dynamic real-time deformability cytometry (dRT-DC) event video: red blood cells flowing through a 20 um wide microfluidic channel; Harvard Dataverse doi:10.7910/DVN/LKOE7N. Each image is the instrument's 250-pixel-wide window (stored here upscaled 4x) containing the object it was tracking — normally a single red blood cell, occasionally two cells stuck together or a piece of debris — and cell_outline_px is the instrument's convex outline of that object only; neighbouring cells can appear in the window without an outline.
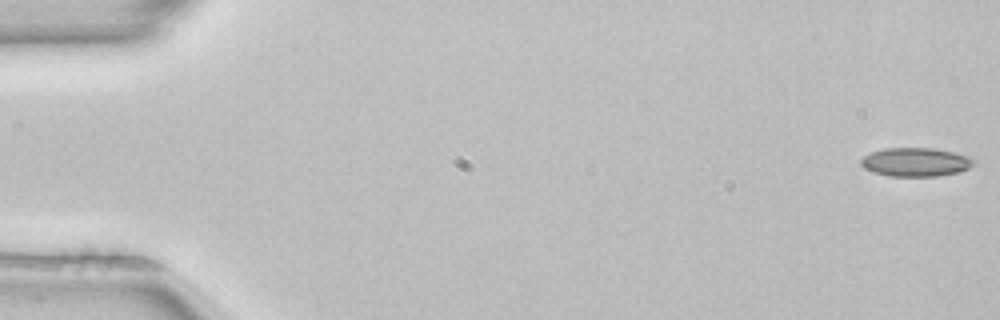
{"species": "common noctule bat (a hibernating species)", "species_latin": "Nyctalus noctula", "temperature_condition": "room temperature", "stored_images_in_passage": 52, "camera_frame_rate_fps": 3000, "um_per_image_px": 0.085, "animal": {"sex": "female", "body_mass_g": 22.7, "forearm_length_mm": 54.2}, "frame": {"image": 1, "passage_image": 1, "time_ms": 0.0, "image_size_px": [1000, 320], "cell_outline_px": [[976, 164], [960, 172], [936, 176], [888, 176], [872, 172], [864, 168], [860, 164], [860, 160], [864, 156], [872, 152], [884, 148], [932, 148], [952, 152], [968, 156], [976, 160]], "centroid_in_image_um": [77.83, 13.78], "position_along_channel_um": 7.2, "area_um2": 18.96}}
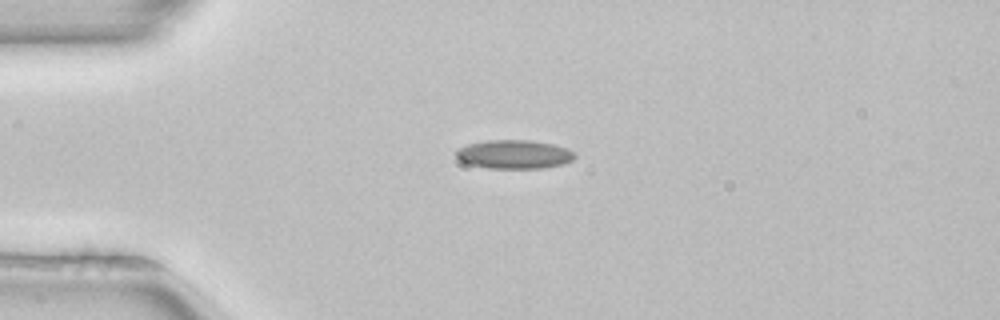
{"frame": {"image": 2, "passage_image": 13, "time_ms": 4.0, "image_size_px": [1000, 320], "cell_outline_px": [[576, 156], [572, 160], [564, 164], [544, 168], [488, 168], [468, 164], [460, 160], [456, 156], [456, 148], [468, 144], [484, 140], [532, 140], [552, 144], [568, 148]], "centroid_in_image_um": [43.69, 13.11], "position_along_channel_um": 41.3, "area_um2": 20.0}}
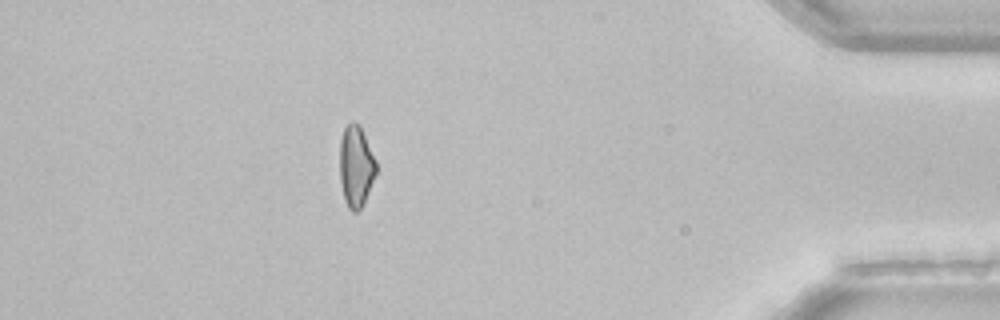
{"frame": {"image": 3, "passage_image": 46, "time_ms": 15.0, "image_size_px": [1000, 320], "cell_outline_px": [[376, 172], [364, 204], [356, 212], [352, 212], [348, 208], [344, 200], [340, 180], [340, 140], [344, 128], [352, 120], [360, 124], [376, 160]], "centroid_in_image_um": [30.25, 14.12], "position_along_channel_um": 404.9, "area_um2": 17.4}}